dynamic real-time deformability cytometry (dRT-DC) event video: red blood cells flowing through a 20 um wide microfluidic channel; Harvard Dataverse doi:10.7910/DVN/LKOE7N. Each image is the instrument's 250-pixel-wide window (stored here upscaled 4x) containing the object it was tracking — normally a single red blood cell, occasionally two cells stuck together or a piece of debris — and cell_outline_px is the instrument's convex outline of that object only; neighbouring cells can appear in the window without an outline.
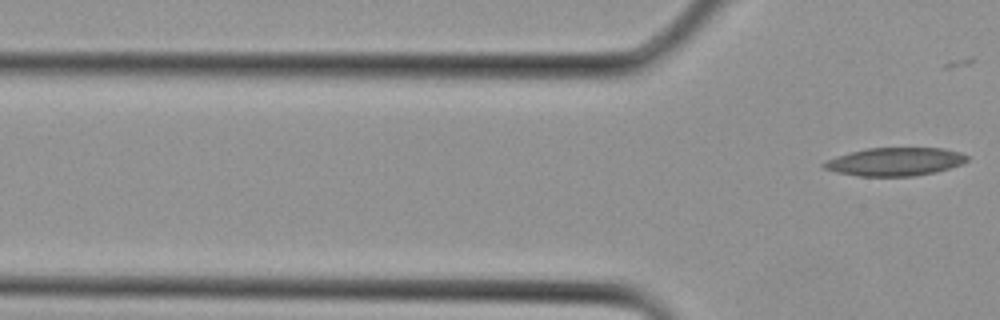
{"species": "Egyptian fruit bat (a non-hibernating species)", "species_latin": "Rousettus aegyptiacus", "temperature_condition": "cold", "stored_images_in_passage": 2, "camera_frame_rate_fps": 3000, "um_per_image_px": 0.085, "animal": {"sex": "female"}, "frame": {"image": 1, "passage_image": 2, "time_ms": 0.333, "image_size_px": [1000, 320], "cell_outline_px": [[968, 160], [960, 164], [936, 172], [912, 176], [856, 176], [836, 172], [824, 168], [820, 164], [828, 160], [852, 152], [868, 148], [944, 148], [960, 152], [968, 156]], "centroid_in_image_um": [76.09, 13.75], "position_along_channel_um": 49.7, "area_um2": 23.29}}